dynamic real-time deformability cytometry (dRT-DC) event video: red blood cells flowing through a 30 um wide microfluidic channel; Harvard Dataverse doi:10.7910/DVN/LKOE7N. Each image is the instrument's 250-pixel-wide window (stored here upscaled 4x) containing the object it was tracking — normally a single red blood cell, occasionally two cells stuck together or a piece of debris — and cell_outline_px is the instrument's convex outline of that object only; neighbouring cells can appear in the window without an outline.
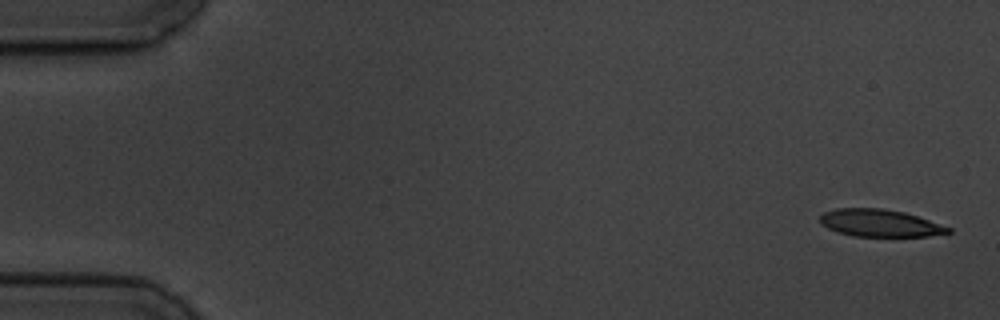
{"species": "common noctule bat (a hibernating species)", "species_latin": "Nyctalus noctula", "temperature_condition": "cold", "stored_images_in_passage": 6, "camera_frame_rate_fps": 3000, "um_per_image_px": 0.085, "animal": {"sex": "male", "body_mass_g": 19.5, "forearm_length_mm": 54.6}, "frame": {"image": 1, "passage_image": 1, "time_ms": 0.0, "image_size_px": [1000, 320], "cell_outline_px": [[952, 232], [928, 236], [852, 236], [836, 232], [820, 224], [820, 216], [824, 212], [836, 208], [884, 208], [904, 212], [952, 228]], "centroid_in_image_um": [74.75, 18.96], "position_along_channel_um": 10.2, "area_um2": 20.4}}
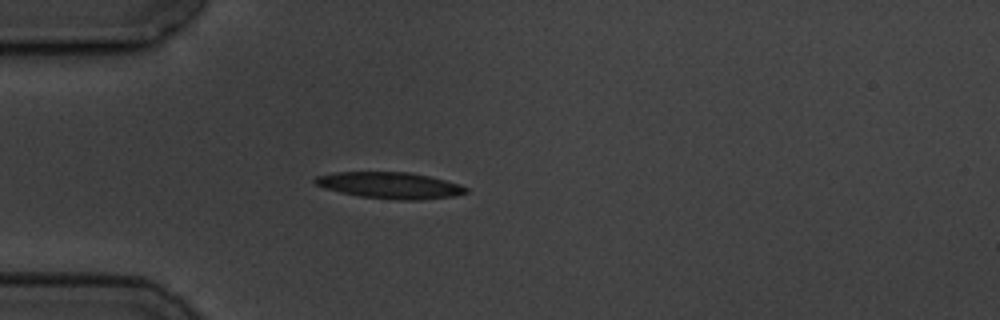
{"frame": {"image": 2, "passage_image": 5, "time_ms": 4.667, "image_size_px": [1000, 320], "cell_outline_px": [[468, 192], [452, 196], [420, 200], [400, 200], [360, 196], [340, 192], [324, 188], [316, 184], [312, 180], [316, 176], [336, 172], [408, 172], [428, 176], [460, 184], [468, 188]], "centroid_in_image_um": [33.13, 15.75], "position_along_channel_um": 51.9, "area_um2": 23.06}}